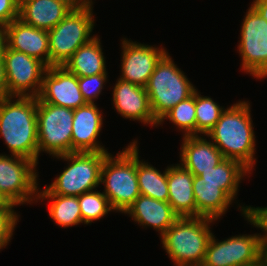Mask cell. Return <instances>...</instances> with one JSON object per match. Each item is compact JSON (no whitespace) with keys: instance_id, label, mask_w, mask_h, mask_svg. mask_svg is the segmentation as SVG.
<instances>
[{"instance_id":"15","label":"cell","mask_w":267,"mask_h":266,"mask_svg":"<svg viewBox=\"0 0 267 266\" xmlns=\"http://www.w3.org/2000/svg\"><path fill=\"white\" fill-rule=\"evenodd\" d=\"M112 95L113 106L124 119L137 120L146 125L158 126L145 87L118 78L113 87Z\"/></svg>"},{"instance_id":"12","label":"cell","mask_w":267,"mask_h":266,"mask_svg":"<svg viewBox=\"0 0 267 266\" xmlns=\"http://www.w3.org/2000/svg\"><path fill=\"white\" fill-rule=\"evenodd\" d=\"M3 63L8 85V97H38L47 66L39 59L12 50L7 46L3 52Z\"/></svg>"},{"instance_id":"17","label":"cell","mask_w":267,"mask_h":266,"mask_svg":"<svg viewBox=\"0 0 267 266\" xmlns=\"http://www.w3.org/2000/svg\"><path fill=\"white\" fill-rule=\"evenodd\" d=\"M4 29L8 48L35 57L50 67L48 31L28 25L19 18Z\"/></svg>"},{"instance_id":"24","label":"cell","mask_w":267,"mask_h":266,"mask_svg":"<svg viewBox=\"0 0 267 266\" xmlns=\"http://www.w3.org/2000/svg\"><path fill=\"white\" fill-rule=\"evenodd\" d=\"M251 174V171L241 162L225 158L216 167L203 171L199 177L200 182L219 183L220 188L234 201L243 177Z\"/></svg>"},{"instance_id":"39","label":"cell","mask_w":267,"mask_h":266,"mask_svg":"<svg viewBox=\"0 0 267 266\" xmlns=\"http://www.w3.org/2000/svg\"><path fill=\"white\" fill-rule=\"evenodd\" d=\"M266 77H267V72L260 79H264Z\"/></svg>"},{"instance_id":"4","label":"cell","mask_w":267,"mask_h":266,"mask_svg":"<svg viewBox=\"0 0 267 266\" xmlns=\"http://www.w3.org/2000/svg\"><path fill=\"white\" fill-rule=\"evenodd\" d=\"M103 194L114 211L125 213L141 195L137 180V140L113 156L108 153L101 169Z\"/></svg>"},{"instance_id":"7","label":"cell","mask_w":267,"mask_h":266,"mask_svg":"<svg viewBox=\"0 0 267 266\" xmlns=\"http://www.w3.org/2000/svg\"><path fill=\"white\" fill-rule=\"evenodd\" d=\"M93 7L72 9L48 31L50 66H63L79 47L96 37L91 36L95 24Z\"/></svg>"},{"instance_id":"10","label":"cell","mask_w":267,"mask_h":266,"mask_svg":"<svg viewBox=\"0 0 267 266\" xmlns=\"http://www.w3.org/2000/svg\"><path fill=\"white\" fill-rule=\"evenodd\" d=\"M212 234L201 266H259L265 261L259 234H243L225 240Z\"/></svg>"},{"instance_id":"26","label":"cell","mask_w":267,"mask_h":266,"mask_svg":"<svg viewBox=\"0 0 267 266\" xmlns=\"http://www.w3.org/2000/svg\"><path fill=\"white\" fill-rule=\"evenodd\" d=\"M45 199L51 200L48 215L59 227L68 228L83 223L78 196L37 194V201Z\"/></svg>"},{"instance_id":"38","label":"cell","mask_w":267,"mask_h":266,"mask_svg":"<svg viewBox=\"0 0 267 266\" xmlns=\"http://www.w3.org/2000/svg\"><path fill=\"white\" fill-rule=\"evenodd\" d=\"M14 205H11L4 196L0 193V209H14Z\"/></svg>"},{"instance_id":"19","label":"cell","mask_w":267,"mask_h":266,"mask_svg":"<svg viewBox=\"0 0 267 266\" xmlns=\"http://www.w3.org/2000/svg\"><path fill=\"white\" fill-rule=\"evenodd\" d=\"M124 214L142 227H152L160 237L179 218L169 202L140 195Z\"/></svg>"},{"instance_id":"1","label":"cell","mask_w":267,"mask_h":266,"mask_svg":"<svg viewBox=\"0 0 267 266\" xmlns=\"http://www.w3.org/2000/svg\"><path fill=\"white\" fill-rule=\"evenodd\" d=\"M252 123L250 102L239 101L227 107L206 134L224 158L237 160L250 171L256 165V136Z\"/></svg>"},{"instance_id":"36","label":"cell","mask_w":267,"mask_h":266,"mask_svg":"<svg viewBox=\"0 0 267 266\" xmlns=\"http://www.w3.org/2000/svg\"><path fill=\"white\" fill-rule=\"evenodd\" d=\"M67 4L72 9H84L87 7H92V4L89 0H60Z\"/></svg>"},{"instance_id":"21","label":"cell","mask_w":267,"mask_h":266,"mask_svg":"<svg viewBox=\"0 0 267 266\" xmlns=\"http://www.w3.org/2000/svg\"><path fill=\"white\" fill-rule=\"evenodd\" d=\"M71 10L60 0H20L19 19L37 29L49 31Z\"/></svg>"},{"instance_id":"30","label":"cell","mask_w":267,"mask_h":266,"mask_svg":"<svg viewBox=\"0 0 267 266\" xmlns=\"http://www.w3.org/2000/svg\"><path fill=\"white\" fill-rule=\"evenodd\" d=\"M241 207V208H240ZM241 214L246 218L249 224L256 228H260L263 235L259 233L260 242L264 252L267 251V206L266 207H251L240 206ZM265 233V234H264Z\"/></svg>"},{"instance_id":"27","label":"cell","mask_w":267,"mask_h":266,"mask_svg":"<svg viewBox=\"0 0 267 266\" xmlns=\"http://www.w3.org/2000/svg\"><path fill=\"white\" fill-rule=\"evenodd\" d=\"M165 119L176 125L183 137L196 136L195 92L169 110L158 125H162Z\"/></svg>"},{"instance_id":"33","label":"cell","mask_w":267,"mask_h":266,"mask_svg":"<svg viewBox=\"0 0 267 266\" xmlns=\"http://www.w3.org/2000/svg\"><path fill=\"white\" fill-rule=\"evenodd\" d=\"M20 0H0V26L6 27L19 18Z\"/></svg>"},{"instance_id":"13","label":"cell","mask_w":267,"mask_h":266,"mask_svg":"<svg viewBox=\"0 0 267 266\" xmlns=\"http://www.w3.org/2000/svg\"><path fill=\"white\" fill-rule=\"evenodd\" d=\"M120 79L146 87L156 64L167 53L165 48L136 43L123 38Z\"/></svg>"},{"instance_id":"18","label":"cell","mask_w":267,"mask_h":266,"mask_svg":"<svg viewBox=\"0 0 267 266\" xmlns=\"http://www.w3.org/2000/svg\"><path fill=\"white\" fill-rule=\"evenodd\" d=\"M180 150V164L194 176L211 170L225 158L212 141L203 135L183 137Z\"/></svg>"},{"instance_id":"20","label":"cell","mask_w":267,"mask_h":266,"mask_svg":"<svg viewBox=\"0 0 267 266\" xmlns=\"http://www.w3.org/2000/svg\"><path fill=\"white\" fill-rule=\"evenodd\" d=\"M193 178L180 163L167 166L168 202L179 217H196Z\"/></svg>"},{"instance_id":"37","label":"cell","mask_w":267,"mask_h":266,"mask_svg":"<svg viewBox=\"0 0 267 266\" xmlns=\"http://www.w3.org/2000/svg\"><path fill=\"white\" fill-rule=\"evenodd\" d=\"M6 47V33L4 27L0 26V62H3V52Z\"/></svg>"},{"instance_id":"6","label":"cell","mask_w":267,"mask_h":266,"mask_svg":"<svg viewBox=\"0 0 267 266\" xmlns=\"http://www.w3.org/2000/svg\"><path fill=\"white\" fill-rule=\"evenodd\" d=\"M145 88L153 116L158 122L169 110L196 90L168 52L156 64Z\"/></svg>"},{"instance_id":"25","label":"cell","mask_w":267,"mask_h":266,"mask_svg":"<svg viewBox=\"0 0 267 266\" xmlns=\"http://www.w3.org/2000/svg\"><path fill=\"white\" fill-rule=\"evenodd\" d=\"M137 143V180L140 194L156 200L168 202L167 168L160 172L148 162L139 160Z\"/></svg>"},{"instance_id":"14","label":"cell","mask_w":267,"mask_h":266,"mask_svg":"<svg viewBox=\"0 0 267 266\" xmlns=\"http://www.w3.org/2000/svg\"><path fill=\"white\" fill-rule=\"evenodd\" d=\"M38 98L45 103L77 109L86 104L78 84V77L63 66L47 67Z\"/></svg>"},{"instance_id":"16","label":"cell","mask_w":267,"mask_h":266,"mask_svg":"<svg viewBox=\"0 0 267 266\" xmlns=\"http://www.w3.org/2000/svg\"><path fill=\"white\" fill-rule=\"evenodd\" d=\"M103 117L95 103H86L73 110L72 153L108 152L98 140Z\"/></svg>"},{"instance_id":"5","label":"cell","mask_w":267,"mask_h":266,"mask_svg":"<svg viewBox=\"0 0 267 266\" xmlns=\"http://www.w3.org/2000/svg\"><path fill=\"white\" fill-rule=\"evenodd\" d=\"M108 152H73L54 158L69 163L58 177L38 194L80 196L84 192L97 190L101 184V169Z\"/></svg>"},{"instance_id":"35","label":"cell","mask_w":267,"mask_h":266,"mask_svg":"<svg viewBox=\"0 0 267 266\" xmlns=\"http://www.w3.org/2000/svg\"><path fill=\"white\" fill-rule=\"evenodd\" d=\"M251 6L265 19L267 22V0H253Z\"/></svg>"},{"instance_id":"3","label":"cell","mask_w":267,"mask_h":266,"mask_svg":"<svg viewBox=\"0 0 267 266\" xmlns=\"http://www.w3.org/2000/svg\"><path fill=\"white\" fill-rule=\"evenodd\" d=\"M216 220L208 217H179L160 237L175 266H201ZM211 223V225H210Z\"/></svg>"},{"instance_id":"8","label":"cell","mask_w":267,"mask_h":266,"mask_svg":"<svg viewBox=\"0 0 267 266\" xmlns=\"http://www.w3.org/2000/svg\"><path fill=\"white\" fill-rule=\"evenodd\" d=\"M73 109L42 102L37 97L38 157L72 153Z\"/></svg>"},{"instance_id":"32","label":"cell","mask_w":267,"mask_h":266,"mask_svg":"<svg viewBox=\"0 0 267 266\" xmlns=\"http://www.w3.org/2000/svg\"><path fill=\"white\" fill-rule=\"evenodd\" d=\"M14 209H0V250L5 248L12 239L19 214Z\"/></svg>"},{"instance_id":"28","label":"cell","mask_w":267,"mask_h":266,"mask_svg":"<svg viewBox=\"0 0 267 266\" xmlns=\"http://www.w3.org/2000/svg\"><path fill=\"white\" fill-rule=\"evenodd\" d=\"M195 90L196 136L206 134L218 122L221 113L226 109L208 96H202Z\"/></svg>"},{"instance_id":"23","label":"cell","mask_w":267,"mask_h":266,"mask_svg":"<svg viewBox=\"0 0 267 266\" xmlns=\"http://www.w3.org/2000/svg\"><path fill=\"white\" fill-rule=\"evenodd\" d=\"M102 45L97 35L90 42L79 47L63 67L77 77L108 74Z\"/></svg>"},{"instance_id":"31","label":"cell","mask_w":267,"mask_h":266,"mask_svg":"<svg viewBox=\"0 0 267 266\" xmlns=\"http://www.w3.org/2000/svg\"><path fill=\"white\" fill-rule=\"evenodd\" d=\"M108 74H98L93 76L78 77V84L86 103H94L100 96L103 86L108 82Z\"/></svg>"},{"instance_id":"2","label":"cell","mask_w":267,"mask_h":266,"mask_svg":"<svg viewBox=\"0 0 267 266\" xmlns=\"http://www.w3.org/2000/svg\"><path fill=\"white\" fill-rule=\"evenodd\" d=\"M0 136L11 155L28 158L38 165L36 97L0 99Z\"/></svg>"},{"instance_id":"34","label":"cell","mask_w":267,"mask_h":266,"mask_svg":"<svg viewBox=\"0 0 267 266\" xmlns=\"http://www.w3.org/2000/svg\"><path fill=\"white\" fill-rule=\"evenodd\" d=\"M8 97V85L5 75V66L0 62V99Z\"/></svg>"},{"instance_id":"22","label":"cell","mask_w":267,"mask_h":266,"mask_svg":"<svg viewBox=\"0 0 267 266\" xmlns=\"http://www.w3.org/2000/svg\"><path fill=\"white\" fill-rule=\"evenodd\" d=\"M193 192L196 203V217L221 218L234 202L219 183L200 182L199 176L193 178Z\"/></svg>"},{"instance_id":"29","label":"cell","mask_w":267,"mask_h":266,"mask_svg":"<svg viewBox=\"0 0 267 266\" xmlns=\"http://www.w3.org/2000/svg\"><path fill=\"white\" fill-rule=\"evenodd\" d=\"M82 222L91 224L114 211L108 198L99 191H88L78 196Z\"/></svg>"},{"instance_id":"40","label":"cell","mask_w":267,"mask_h":266,"mask_svg":"<svg viewBox=\"0 0 267 266\" xmlns=\"http://www.w3.org/2000/svg\"><path fill=\"white\" fill-rule=\"evenodd\" d=\"M259 266H267V263L264 261L261 265Z\"/></svg>"},{"instance_id":"11","label":"cell","mask_w":267,"mask_h":266,"mask_svg":"<svg viewBox=\"0 0 267 266\" xmlns=\"http://www.w3.org/2000/svg\"><path fill=\"white\" fill-rule=\"evenodd\" d=\"M247 10L237 48L243 71L260 79L267 72V22L251 5Z\"/></svg>"},{"instance_id":"9","label":"cell","mask_w":267,"mask_h":266,"mask_svg":"<svg viewBox=\"0 0 267 266\" xmlns=\"http://www.w3.org/2000/svg\"><path fill=\"white\" fill-rule=\"evenodd\" d=\"M36 167L28 158L0 154V193L11 205L37 202L40 188Z\"/></svg>"},{"instance_id":"41","label":"cell","mask_w":267,"mask_h":266,"mask_svg":"<svg viewBox=\"0 0 267 266\" xmlns=\"http://www.w3.org/2000/svg\"><path fill=\"white\" fill-rule=\"evenodd\" d=\"M265 262L267 263V251L265 252Z\"/></svg>"}]
</instances>
